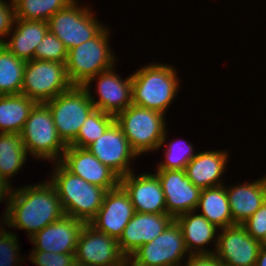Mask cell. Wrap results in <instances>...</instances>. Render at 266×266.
I'll use <instances>...</instances> for the list:
<instances>
[{
    "label": "cell",
    "instance_id": "1",
    "mask_svg": "<svg viewBox=\"0 0 266 266\" xmlns=\"http://www.w3.org/2000/svg\"><path fill=\"white\" fill-rule=\"evenodd\" d=\"M47 181L14 188L5 214L1 215V224L25 230L30 239L47 225L62 218L65 214L57 191Z\"/></svg>",
    "mask_w": 266,
    "mask_h": 266
},
{
    "label": "cell",
    "instance_id": "2",
    "mask_svg": "<svg viewBox=\"0 0 266 266\" xmlns=\"http://www.w3.org/2000/svg\"><path fill=\"white\" fill-rule=\"evenodd\" d=\"M52 164L49 182L57 191L64 214L89 223L101 208L106 190L72 174L60 162Z\"/></svg>",
    "mask_w": 266,
    "mask_h": 266
},
{
    "label": "cell",
    "instance_id": "3",
    "mask_svg": "<svg viewBox=\"0 0 266 266\" xmlns=\"http://www.w3.org/2000/svg\"><path fill=\"white\" fill-rule=\"evenodd\" d=\"M177 70L167 63H149L132 73V104L165 115L179 91Z\"/></svg>",
    "mask_w": 266,
    "mask_h": 266
},
{
    "label": "cell",
    "instance_id": "4",
    "mask_svg": "<svg viewBox=\"0 0 266 266\" xmlns=\"http://www.w3.org/2000/svg\"><path fill=\"white\" fill-rule=\"evenodd\" d=\"M165 121L163 113L134 104L115 117L138 156L165 146L168 137Z\"/></svg>",
    "mask_w": 266,
    "mask_h": 266
},
{
    "label": "cell",
    "instance_id": "5",
    "mask_svg": "<svg viewBox=\"0 0 266 266\" xmlns=\"http://www.w3.org/2000/svg\"><path fill=\"white\" fill-rule=\"evenodd\" d=\"M106 26L91 40L68 50L66 69L74 86H83L90 78L115 66Z\"/></svg>",
    "mask_w": 266,
    "mask_h": 266
},
{
    "label": "cell",
    "instance_id": "6",
    "mask_svg": "<svg viewBox=\"0 0 266 266\" xmlns=\"http://www.w3.org/2000/svg\"><path fill=\"white\" fill-rule=\"evenodd\" d=\"M20 134L27 154L38 160L60 162L67 148L58 135L51 111L45 103L34 106Z\"/></svg>",
    "mask_w": 266,
    "mask_h": 266
},
{
    "label": "cell",
    "instance_id": "7",
    "mask_svg": "<svg viewBox=\"0 0 266 266\" xmlns=\"http://www.w3.org/2000/svg\"><path fill=\"white\" fill-rule=\"evenodd\" d=\"M45 104L51 111L59 137L66 145L76 139L80 127L95 109L83 86H73Z\"/></svg>",
    "mask_w": 266,
    "mask_h": 266
},
{
    "label": "cell",
    "instance_id": "8",
    "mask_svg": "<svg viewBox=\"0 0 266 266\" xmlns=\"http://www.w3.org/2000/svg\"><path fill=\"white\" fill-rule=\"evenodd\" d=\"M73 86L66 64L36 59L26 62L21 94L37 103L52 100Z\"/></svg>",
    "mask_w": 266,
    "mask_h": 266
},
{
    "label": "cell",
    "instance_id": "9",
    "mask_svg": "<svg viewBox=\"0 0 266 266\" xmlns=\"http://www.w3.org/2000/svg\"><path fill=\"white\" fill-rule=\"evenodd\" d=\"M92 9L88 5L80 6L75 0L47 21L49 31L62 41L67 50L91 40L105 27Z\"/></svg>",
    "mask_w": 266,
    "mask_h": 266
},
{
    "label": "cell",
    "instance_id": "10",
    "mask_svg": "<svg viewBox=\"0 0 266 266\" xmlns=\"http://www.w3.org/2000/svg\"><path fill=\"white\" fill-rule=\"evenodd\" d=\"M189 255L181 228L173 220L159 236L128 258V266H182Z\"/></svg>",
    "mask_w": 266,
    "mask_h": 266
},
{
    "label": "cell",
    "instance_id": "11",
    "mask_svg": "<svg viewBox=\"0 0 266 266\" xmlns=\"http://www.w3.org/2000/svg\"><path fill=\"white\" fill-rule=\"evenodd\" d=\"M75 261L89 266H128L118 240L85 223L79 234Z\"/></svg>",
    "mask_w": 266,
    "mask_h": 266
},
{
    "label": "cell",
    "instance_id": "12",
    "mask_svg": "<svg viewBox=\"0 0 266 266\" xmlns=\"http://www.w3.org/2000/svg\"><path fill=\"white\" fill-rule=\"evenodd\" d=\"M114 66L102 71L90 78L83 87L87 90L95 109L104 113L117 116L132 104V76L123 79L115 71ZM96 81V94L98 101L95 100L90 91L91 83Z\"/></svg>",
    "mask_w": 266,
    "mask_h": 266
},
{
    "label": "cell",
    "instance_id": "13",
    "mask_svg": "<svg viewBox=\"0 0 266 266\" xmlns=\"http://www.w3.org/2000/svg\"><path fill=\"white\" fill-rule=\"evenodd\" d=\"M217 236L214 254L224 266H255L263 244L252 238L242 225L222 228Z\"/></svg>",
    "mask_w": 266,
    "mask_h": 266
},
{
    "label": "cell",
    "instance_id": "14",
    "mask_svg": "<svg viewBox=\"0 0 266 266\" xmlns=\"http://www.w3.org/2000/svg\"><path fill=\"white\" fill-rule=\"evenodd\" d=\"M102 164L110 167L120 177L135 171L131 161L138 157L131 148L121 127L114 122L104 134L86 147Z\"/></svg>",
    "mask_w": 266,
    "mask_h": 266
},
{
    "label": "cell",
    "instance_id": "15",
    "mask_svg": "<svg viewBox=\"0 0 266 266\" xmlns=\"http://www.w3.org/2000/svg\"><path fill=\"white\" fill-rule=\"evenodd\" d=\"M60 163L72 174L106 191L120 185V176L102 164L87 148L67 145Z\"/></svg>",
    "mask_w": 266,
    "mask_h": 266
},
{
    "label": "cell",
    "instance_id": "16",
    "mask_svg": "<svg viewBox=\"0 0 266 266\" xmlns=\"http://www.w3.org/2000/svg\"><path fill=\"white\" fill-rule=\"evenodd\" d=\"M166 201L167 214L173 218L196 211L201 189L187 177L185 170L156 169Z\"/></svg>",
    "mask_w": 266,
    "mask_h": 266
},
{
    "label": "cell",
    "instance_id": "17",
    "mask_svg": "<svg viewBox=\"0 0 266 266\" xmlns=\"http://www.w3.org/2000/svg\"><path fill=\"white\" fill-rule=\"evenodd\" d=\"M134 214L135 209L128 193L119 185L106 191L101 208L89 224L119 240Z\"/></svg>",
    "mask_w": 266,
    "mask_h": 266
},
{
    "label": "cell",
    "instance_id": "18",
    "mask_svg": "<svg viewBox=\"0 0 266 266\" xmlns=\"http://www.w3.org/2000/svg\"><path fill=\"white\" fill-rule=\"evenodd\" d=\"M138 175L133 171L120 177V185L128 193L135 212L167 213L164 192L157 175L151 172Z\"/></svg>",
    "mask_w": 266,
    "mask_h": 266
},
{
    "label": "cell",
    "instance_id": "19",
    "mask_svg": "<svg viewBox=\"0 0 266 266\" xmlns=\"http://www.w3.org/2000/svg\"><path fill=\"white\" fill-rule=\"evenodd\" d=\"M84 224L82 220L64 215L29 239L35 246L33 251L75 253Z\"/></svg>",
    "mask_w": 266,
    "mask_h": 266
},
{
    "label": "cell",
    "instance_id": "20",
    "mask_svg": "<svg viewBox=\"0 0 266 266\" xmlns=\"http://www.w3.org/2000/svg\"><path fill=\"white\" fill-rule=\"evenodd\" d=\"M174 218L167 214L135 212L118 240L121 252L127 259L143 244L159 236Z\"/></svg>",
    "mask_w": 266,
    "mask_h": 266
},
{
    "label": "cell",
    "instance_id": "21",
    "mask_svg": "<svg viewBox=\"0 0 266 266\" xmlns=\"http://www.w3.org/2000/svg\"><path fill=\"white\" fill-rule=\"evenodd\" d=\"M228 155V151L225 150H206L197 153L185 167L187 177L200 189L223 185L221 177L226 172Z\"/></svg>",
    "mask_w": 266,
    "mask_h": 266
},
{
    "label": "cell",
    "instance_id": "22",
    "mask_svg": "<svg viewBox=\"0 0 266 266\" xmlns=\"http://www.w3.org/2000/svg\"><path fill=\"white\" fill-rule=\"evenodd\" d=\"M233 225L244 223L266 201V175L259 180L227 187Z\"/></svg>",
    "mask_w": 266,
    "mask_h": 266
},
{
    "label": "cell",
    "instance_id": "23",
    "mask_svg": "<svg viewBox=\"0 0 266 266\" xmlns=\"http://www.w3.org/2000/svg\"><path fill=\"white\" fill-rule=\"evenodd\" d=\"M174 220L181 228L189 254H211L215 252L218 239L217 230L219 229L204 216L200 213L196 214L195 211H190L178 215ZM210 242L215 245L213 250H207L206 248Z\"/></svg>",
    "mask_w": 266,
    "mask_h": 266
},
{
    "label": "cell",
    "instance_id": "24",
    "mask_svg": "<svg viewBox=\"0 0 266 266\" xmlns=\"http://www.w3.org/2000/svg\"><path fill=\"white\" fill-rule=\"evenodd\" d=\"M13 31V32H12ZM49 31L47 21L15 18L9 40L2 43L13 55L25 62L35 59V49Z\"/></svg>",
    "mask_w": 266,
    "mask_h": 266
},
{
    "label": "cell",
    "instance_id": "25",
    "mask_svg": "<svg viewBox=\"0 0 266 266\" xmlns=\"http://www.w3.org/2000/svg\"><path fill=\"white\" fill-rule=\"evenodd\" d=\"M199 208L201 215L217 228L222 229L233 225L226 185L201 189L196 211H199Z\"/></svg>",
    "mask_w": 266,
    "mask_h": 266
},
{
    "label": "cell",
    "instance_id": "26",
    "mask_svg": "<svg viewBox=\"0 0 266 266\" xmlns=\"http://www.w3.org/2000/svg\"><path fill=\"white\" fill-rule=\"evenodd\" d=\"M36 101L25 95H0V133H21Z\"/></svg>",
    "mask_w": 266,
    "mask_h": 266
},
{
    "label": "cell",
    "instance_id": "27",
    "mask_svg": "<svg viewBox=\"0 0 266 266\" xmlns=\"http://www.w3.org/2000/svg\"><path fill=\"white\" fill-rule=\"evenodd\" d=\"M28 155L20 133H0V174L7 182H12Z\"/></svg>",
    "mask_w": 266,
    "mask_h": 266
},
{
    "label": "cell",
    "instance_id": "28",
    "mask_svg": "<svg viewBox=\"0 0 266 266\" xmlns=\"http://www.w3.org/2000/svg\"><path fill=\"white\" fill-rule=\"evenodd\" d=\"M26 62L0 45V95L21 94Z\"/></svg>",
    "mask_w": 266,
    "mask_h": 266
},
{
    "label": "cell",
    "instance_id": "29",
    "mask_svg": "<svg viewBox=\"0 0 266 266\" xmlns=\"http://www.w3.org/2000/svg\"><path fill=\"white\" fill-rule=\"evenodd\" d=\"M75 0H13L15 18L48 21L56 12Z\"/></svg>",
    "mask_w": 266,
    "mask_h": 266
},
{
    "label": "cell",
    "instance_id": "30",
    "mask_svg": "<svg viewBox=\"0 0 266 266\" xmlns=\"http://www.w3.org/2000/svg\"><path fill=\"white\" fill-rule=\"evenodd\" d=\"M115 122V116L94 109L80 127L76 139L70 144L74 147L86 148L99 139Z\"/></svg>",
    "mask_w": 266,
    "mask_h": 266
},
{
    "label": "cell",
    "instance_id": "31",
    "mask_svg": "<svg viewBox=\"0 0 266 266\" xmlns=\"http://www.w3.org/2000/svg\"><path fill=\"white\" fill-rule=\"evenodd\" d=\"M165 148L164 161L159 162L156 169L185 170L189 161L196 156L192 144L179 140H171Z\"/></svg>",
    "mask_w": 266,
    "mask_h": 266
},
{
    "label": "cell",
    "instance_id": "32",
    "mask_svg": "<svg viewBox=\"0 0 266 266\" xmlns=\"http://www.w3.org/2000/svg\"><path fill=\"white\" fill-rule=\"evenodd\" d=\"M68 50L62 41L48 31L35 49V59L66 64Z\"/></svg>",
    "mask_w": 266,
    "mask_h": 266
},
{
    "label": "cell",
    "instance_id": "33",
    "mask_svg": "<svg viewBox=\"0 0 266 266\" xmlns=\"http://www.w3.org/2000/svg\"><path fill=\"white\" fill-rule=\"evenodd\" d=\"M1 226L0 224V266H18L25 258L18 255L21 247L18 246L17 235L6 230L4 225Z\"/></svg>",
    "mask_w": 266,
    "mask_h": 266
},
{
    "label": "cell",
    "instance_id": "34",
    "mask_svg": "<svg viewBox=\"0 0 266 266\" xmlns=\"http://www.w3.org/2000/svg\"><path fill=\"white\" fill-rule=\"evenodd\" d=\"M74 254L32 251L28 258L36 266H71L75 262Z\"/></svg>",
    "mask_w": 266,
    "mask_h": 266
},
{
    "label": "cell",
    "instance_id": "35",
    "mask_svg": "<svg viewBox=\"0 0 266 266\" xmlns=\"http://www.w3.org/2000/svg\"><path fill=\"white\" fill-rule=\"evenodd\" d=\"M241 225L252 238L266 244V201Z\"/></svg>",
    "mask_w": 266,
    "mask_h": 266
},
{
    "label": "cell",
    "instance_id": "36",
    "mask_svg": "<svg viewBox=\"0 0 266 266\" xmlns=\"http://www.w3.org/2000/svg\"><path fill=\"white\" fill-rule=\"evenodd\" d=\"M11 2V3H10ZM10 3V4H9ZM15 21V8L13 0H0V43L7 39ZM7 37V38H6Z\"/></svg>",
    "mask_w": 266,
    "mask_h": 266
},
{
    "label": "cell",
    "instance_id": "37",
    "mask_svg": "<svg viewBox=\"0 0 266 266\" xmlns=\"http://www.w3.org/2000/svg\"><path fill=\"white\" fill-rule=\"evenodd\" d=\"M184 266H224L219 258L214 254H190Z\"/></svg>",
    "mask_w": 266,
    "mask_h": 266
},
{
    "label": "cell",
    "instance_id": "38",
    "mask_svg": "<svg viewBox=\"0 0 266 266\" xmlns=\"http://www.w3.org/2000/svg\"><path fill=\"white\" fill-rule=\"evenodd\" d=\"M11 185L12 184L7 182V180L0 174V203L4 200L5 204H8L9 198L14 188Z\"/></svg>",
    "mask_w": 266,
    "mask_h": 266
},
{
    "label": "cell",
    "instance_id": "39",
    "mask_svg": "<svg viewBox=\"0 0 266 266\" xmlns=\"http://www.w3.org/2000/svg\"><path fill=\"white\" fill-rule=\"evenodd\" d=\"M255 266H266V244L261 246Z\"/></svg>",
    "mask_w": 266,
    "mask_h": 266
},
{
    "label": "cell",
    "instance_id": "40",
    "mask_svg": "<svg viewBox=\"0 0 266 266\" xmlns=\"http://www.w3.org/2000/svg\"><path fill=\"white\" fill-rule=\"evenodd\" d=\"M74 266H89V265H83V264H80V263H78V262H74Z\"/></svg>",
    "mask_w": 266,
    "mask_h": 266
}]
</instances>
